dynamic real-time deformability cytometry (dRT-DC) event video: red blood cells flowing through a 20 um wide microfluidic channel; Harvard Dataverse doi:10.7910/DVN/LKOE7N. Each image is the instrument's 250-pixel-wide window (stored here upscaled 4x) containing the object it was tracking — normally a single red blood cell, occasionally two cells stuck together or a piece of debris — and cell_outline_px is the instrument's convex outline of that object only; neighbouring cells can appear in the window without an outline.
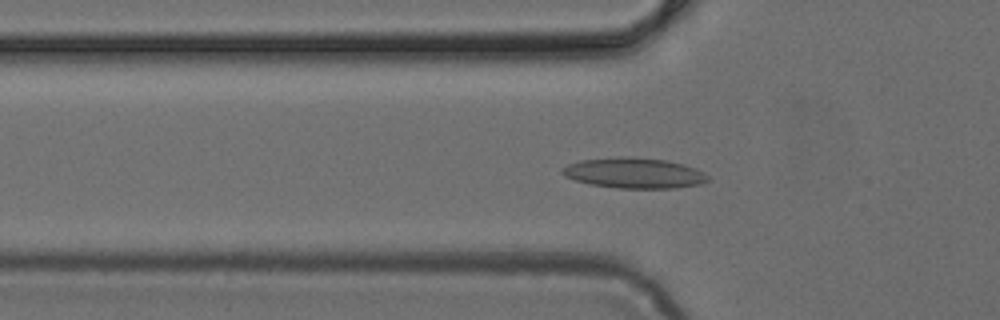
{"species": "common noctule bat (a hibernating species)", "species_latin": "Nyctalus noctula", "temperature_condition": "cold", "stored_images_in_passage": 49, "camera_frame_rate_fps": 3000, "um_per_image_px": 0.085, "animal": {"sex": "female", "body_mass_g": 24.6, "forearm_length_mm": 56.2}, "frame": {"image": 1, "passage_image": 16, "time_ms": 5.0, "image_size_px": [1000, 320], "cell_outline_px": [[708, 180], [700, 184], [676, 188], [616, 188], [588, 184], [564, 176], [560, 172], [560, 168], [568, 164], [580, 160], [620, 156], [636, 156], [668, 160], [684, 164], [696, 168], [704, 172], [708, 176]], "centroid_in_image_um": [53.88, 14.69], "position_along_channel_um": 71.9, "area_um2": 26.3}}
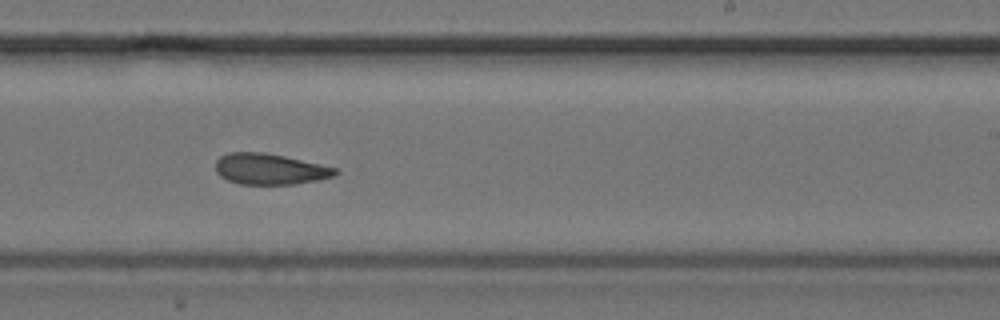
{"frame": {"image": 2, "passage_image": 30, "time_ms": 9.667, "image_size_px": [1000, 320], "cell_outline_px": [[340, 172], [332, 176], [320, 180], [296, 184], [240, 184], [228, 180], [220, 176], [216, 172], [216, 160], [220, 156], [228, 152], [264, 152], [284, 156], [320, 164], [336, 168]], "centroid_in_image_um": [22.93, 14.37], "position_along_channel_um": 266.1, "area_um2": 21.62}}
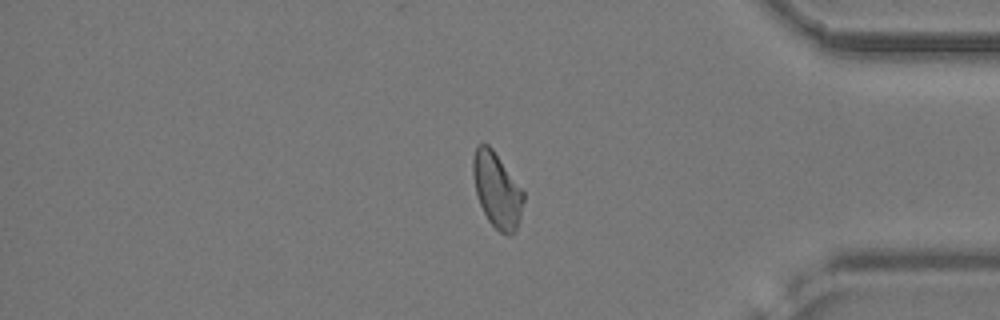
{"frame": {"image": 3, "passage_image": 41, "time_ms": 13.333, "image_size_px": [1000, 320], "cell_outline_px": [[524, 200], [520, 220], [516, 232], [508, 236], [500, 232], [488, 220], [480, 204], [476, 192], [472, 172], [472, 160], [476, 144], [488, 144], [492, 148], [524, 192]], "centroid_in_image_um": [42.24, 16.17], "position_along_channel_um": 393.0, "area_um2": 22.08}}